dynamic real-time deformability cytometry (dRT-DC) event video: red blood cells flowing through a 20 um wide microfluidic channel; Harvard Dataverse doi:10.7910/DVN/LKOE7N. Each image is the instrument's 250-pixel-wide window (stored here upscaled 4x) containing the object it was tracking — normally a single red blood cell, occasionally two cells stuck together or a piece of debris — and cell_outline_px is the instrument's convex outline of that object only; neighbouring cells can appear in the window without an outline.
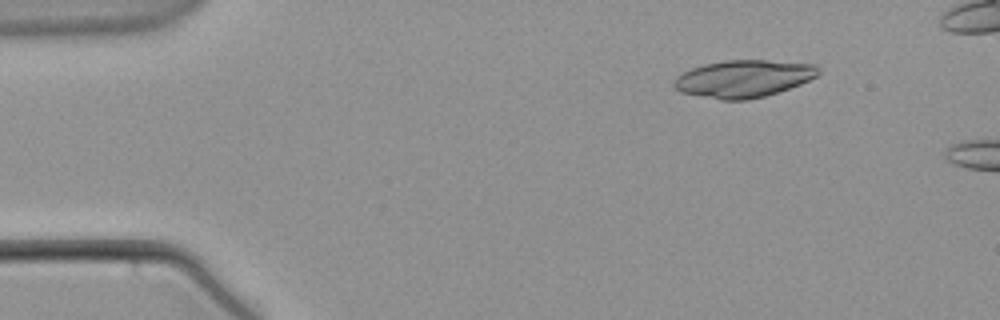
{"species": "common noctule bat (a hibernating species)", "species_latin": "Nyctalus noctula", "temperature_condition": "warm", "stored_images_in_passage": 9, "camera_frame_rate_fps": 3000, "um_per_image_px": 0.085, "animal": {"sex": "male", "body_mass_g": 21.5, "forearm_length_mm": 52.0}, "frame": {"image": 1, "passage_image": 1, "time_ms": 0.0, "image_size_px": [1000, 320], "cell_outline_px": [[820, 72], [816, 76], [800, 84], [764, 96], [748, 100], [720, 100], [680, 92], [672, 84], [676, 76], [692, 68], [704, 64], [728, 60], [768, 60], [816, 64], [820, 68]], "centroid_in_image_um": [63.2, 6.68], "position_along_channel_um": 21.8, "area_um2": 31.33}}